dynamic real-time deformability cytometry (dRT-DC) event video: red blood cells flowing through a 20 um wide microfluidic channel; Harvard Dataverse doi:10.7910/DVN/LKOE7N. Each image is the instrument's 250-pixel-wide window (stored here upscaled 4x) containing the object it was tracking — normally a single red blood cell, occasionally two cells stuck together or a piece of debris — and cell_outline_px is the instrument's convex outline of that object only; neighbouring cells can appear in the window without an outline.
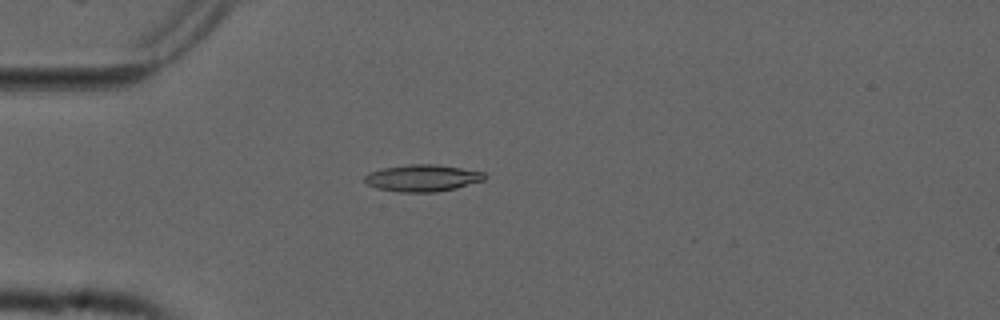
{"species": "common noctule bat (a hibernating species)", "species_latin": "Nyctalus noctula", "temperature_condition": "cold", "stored_images_in_passage": 40, "camera_frame_rate_fps": 3000, "um_per_image_px": 0.085, "animal": {"sex": "male", "forearm_length_mm": 52.5}, "frame": {"image": 1, "passage_image": 1, "time_ms": 0.0, "image_size_px": [1000, 320], "cell_outline_px": [[488, 176], [484, 180], [456, 188], [436, 192], [400, 192], [376, 188], [368, 184], [364, 180], [364, 176], [368, 172], [384, 168], [408, 164], [436, 164], [484, 172]], "centroid_in_image_um": [35.91, 15.13], "position_along_channel_um": 49.1, "area_um2": 18.79}}
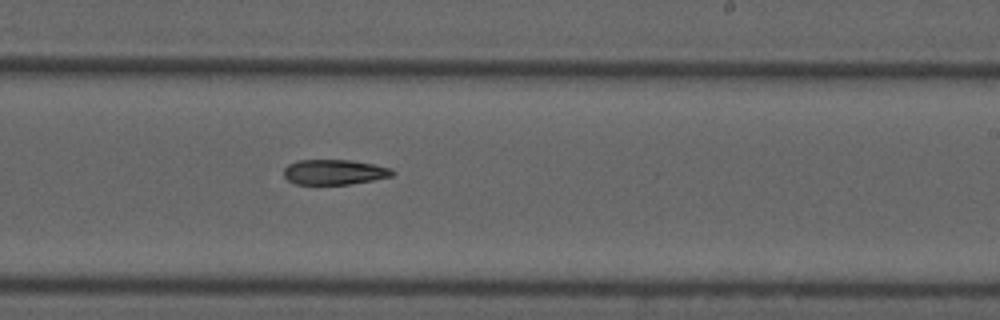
{"frame": {"image": 2, "passage_image": 19, "time_ms": 6.0, "image_size_px": [1000, 320], "cell_outline_px": [[396, 172], [392, 176], [372, 180], [348, 184], [296, 184], [288, 180], [284, 176], [284, 168], [288, 164], [296, 160], [352, 160], [392, 168]], "centroid_in_image_um": [28.41, 14.62], "position_along_channel_um": 260.6, "area_um2": 15.9}}
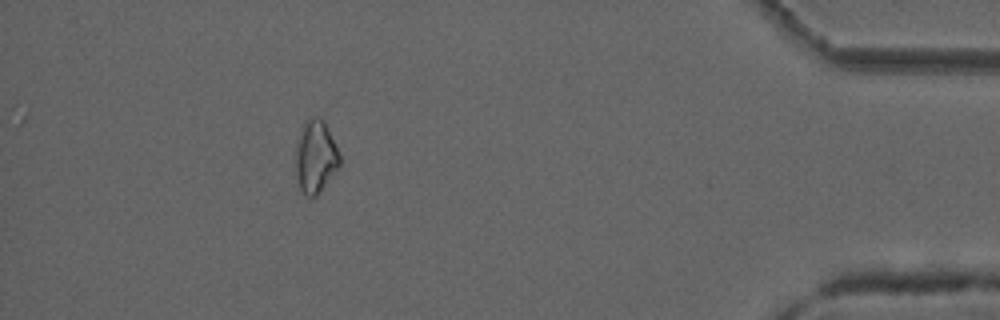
{"frame": {"image": 3, "passage_image": 35, "time_ms": 11.333, "image_size_px": [1000, 320], "cell_outline_px": [[340, 168], [316, 196], [308, 196], [300, 188], [296, 180], [296, 144], [300, 132], [304, 124], [312, 116], [320, 116], [340, 156]], "centroid_in_image_um": [26.81, 13.36], "position_along_channel_um": 408.4, "area_um2": 18.32}}